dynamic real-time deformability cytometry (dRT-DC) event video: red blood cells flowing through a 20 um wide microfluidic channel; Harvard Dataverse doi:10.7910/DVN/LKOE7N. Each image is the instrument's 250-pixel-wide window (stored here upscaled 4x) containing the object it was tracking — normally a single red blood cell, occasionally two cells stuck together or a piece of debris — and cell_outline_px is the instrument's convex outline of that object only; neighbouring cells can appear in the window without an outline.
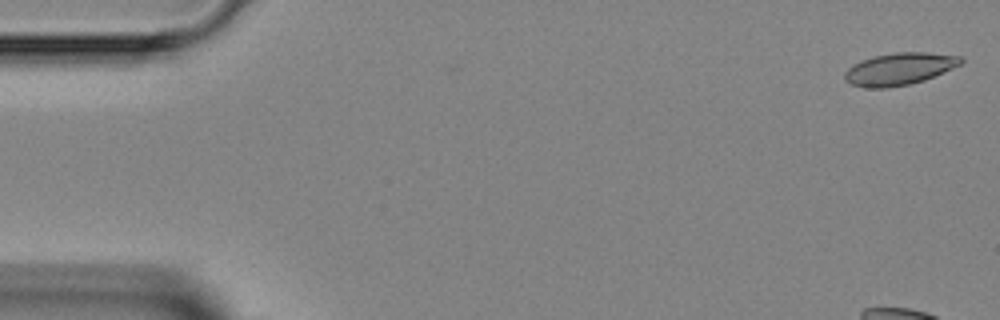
{"species": "Egyptian fruit bat (a non-hibernating species)", "species_latin": "Rousettus aegyptiacus", "temperature_condition": "room temperature", "stored_images_in_passage": 49, "camera_frame_rate_fps": 3000, "um_per_image_px": 0.085, "animal": {"sex": "female"}, "frame": {"image": 1, "passage_image": 1, "time_ms": 0.0, "image_size_px": [1000, 320], "cell_outline_px": [[964, 60], [960, 64], [924, 80], [908, 84], [884, 88], [864, 88], [852, 84], [844, 80], [844, 72], [852, 64], [876, 56], [896, 52], [928, 52], [960, 56]], "centroid_in_image_um": [76.41, 5.86], "position_along_channel_um": 8.6, "area_um2": 21.5}}
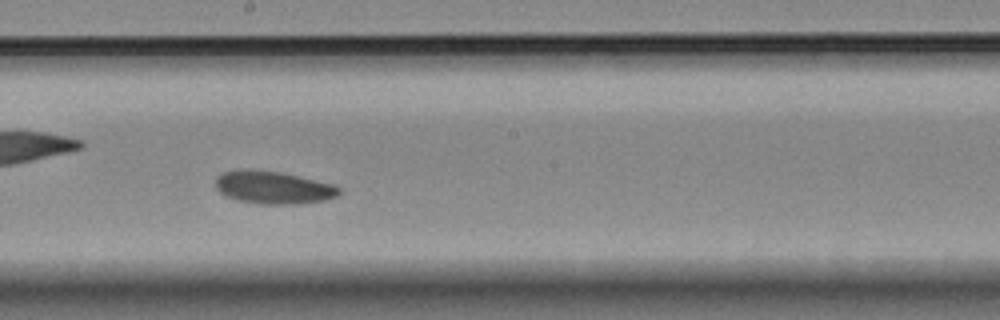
{"frame": {"image": 2, "passage_image": 27, "time_ms": 8.667, "image_size_px": [1000, 320], "cell_outline_px": [[340, 192], [336, 196], [324, 200], [300, 204], [260, 204], [236, 200], [220, 192], [216, 188], [216, 176], [224, 172], [240, 168], [248, 168], [280, 172], [336, 184], [340, 188]], "centroid_in_image_um": [23.22, 15.92], "position_along_channel_um": 225.0, "area_um2": 23.81}}
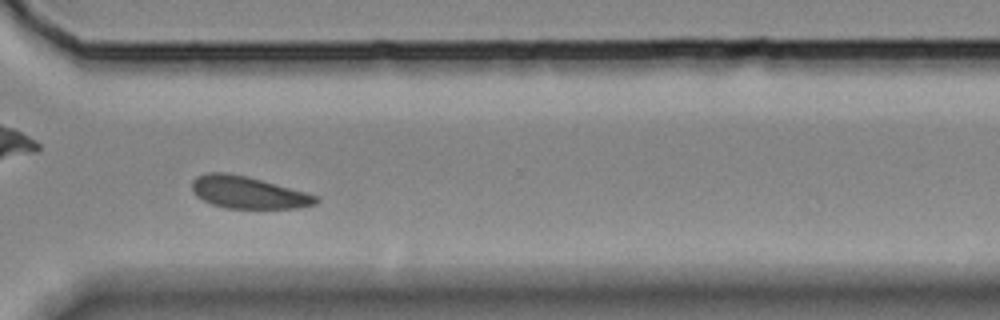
{"frame": {"image": 3, "passage_image": 36, "time_ms": 11.667, "image_size_px": [1000, 320], "cell_outline_px": [[320, 200], [316, 204], [296, 208], [224, 208], [212, 204], [196, 196], [192, 188], [192, 180], [196, 176], [208, 172], [224, 172], [248, 176], [304, 192], [316, 196]], "centroid_in_image_um": [21.05, 16.35], "position_along_channel_um": 349.5, "area_um2": 23.06}}